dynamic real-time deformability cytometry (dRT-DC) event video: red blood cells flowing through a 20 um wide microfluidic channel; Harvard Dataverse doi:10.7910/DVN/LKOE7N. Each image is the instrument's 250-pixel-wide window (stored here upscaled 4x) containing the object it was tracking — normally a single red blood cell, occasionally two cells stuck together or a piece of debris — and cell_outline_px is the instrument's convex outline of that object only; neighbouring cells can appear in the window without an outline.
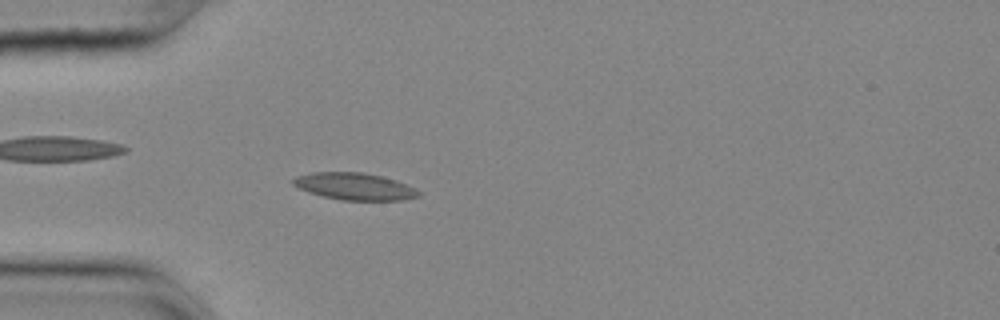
{"species": "common noctule bat (a hibernating species)", "species_latin": "Nyctalus noctula", "temperature_condition": "cold", "stored_images_in_passage": 53, "camera_frame_rate_fps": 3000, "um_per_image_px": 0.085, "animal": {"sex": "female", "body_mass_g": 25.1}, "frame": {"image": 1, "passage_image": 14, "time_ms": 4.333, "image_size_px": [1000, 320], "cell_outline_px": [[420, 196], [404, 200], [340, 200], [308, 192], [292, 184], [292, 180], [296, 176], [312, 172], [364, 172], [396, 180], [416, 188], [420, 192]], "centroid_in_image_um": [30.15, 15.84], "position_along_channel_um": 54.8, "area_um2": 19.77}}
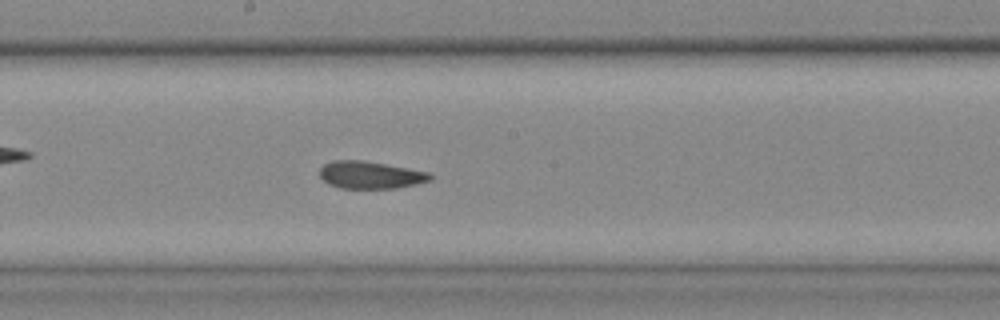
{"frame": {"image": 2, "passage_image": 28, "time_ms": 9.0, "image_size_px": [1000, 320], "cell_outline_px": [[432, 180], [416, 184], [396, 188], [340, 188], [328, 184], [320, 176], [320, 168], [324, 164], [332, 160], [360, 160], [384, 164], [428, 172], [432, 176]], "centroid_in_image_um": [31.45, 14.87], "position_along_channel_um": 216.7, "area_um2": 17.46}}
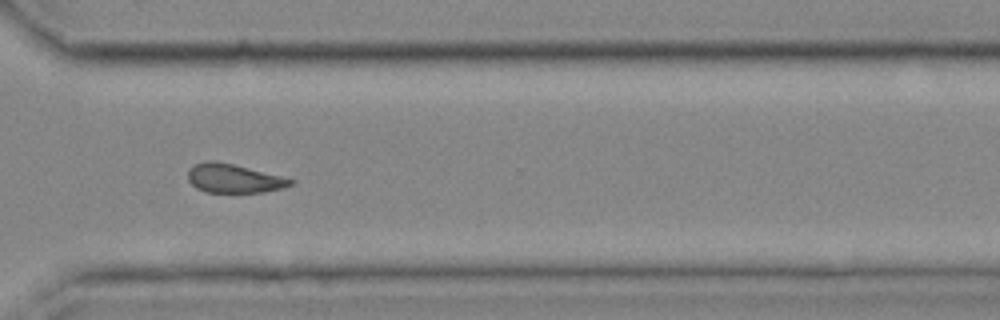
{"frame": {"image": 3, "passage_image": 39, "time_ms": 12.667, "image_size_px": [1000, 320], "cell_outline_px": [[296, 180], [292, 184], [284, 188], [264, 192], [204, 192], [196, 188], [188, 180], [188, 168], [196, 164], [208, 160], [212, 160], [232, 164]], "centroid_in_image_um": [19.85, 15.17], "position_along_channel_um": 350.7, "area_um2": 17.11}, "authors_computed_cell_mechanics": {"area_um2": 18.2648, "velocity_mm_per_s": 3.637, "shape_relaxation_time_tau1_ms": 6.8648, "shape_relaxation_time_tau2_ms": 3.144, "deformation_change_tau1": 0.1439, "deformation_change_tau2": 0.0925}}